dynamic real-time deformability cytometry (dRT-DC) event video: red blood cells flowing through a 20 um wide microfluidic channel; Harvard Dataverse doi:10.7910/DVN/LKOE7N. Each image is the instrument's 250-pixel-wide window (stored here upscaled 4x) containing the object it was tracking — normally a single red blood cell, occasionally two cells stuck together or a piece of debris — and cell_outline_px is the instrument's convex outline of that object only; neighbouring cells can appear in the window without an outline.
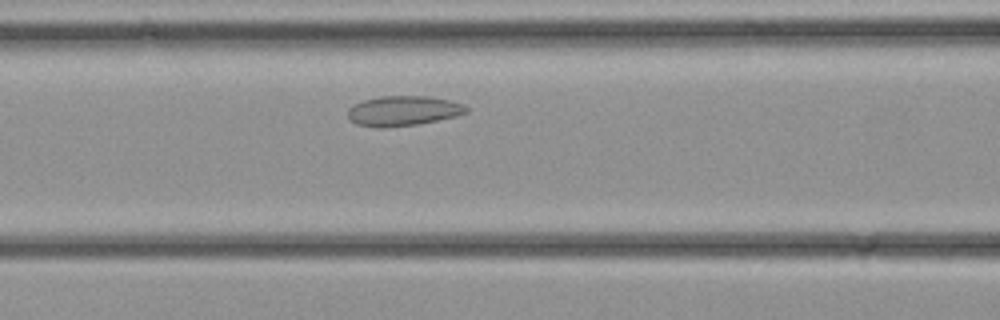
{"species": "common noctule bat (a hibernating species)", "species_latin": "Nyctalus noctula", "temperature_condition": "cold", "stored_images_in_passage": 27, "camera_frame_rate_fps": 3000, "um_per_image_px": 0.085, "animal": {"sex": "female", "body_mass_g": 21.9}, "frame": {"image": 1, "passage_image": 10, "time_ms": 3.0, "image_size_px": [1000, 320], "cell_outline_px": [[468, 112], [456, 116], [416, 124], [388, 128], [376, 128], [356, 124], [348, 116], [348, 108], [352, 104], [364, 100], [380, 96], [432, 96], [452, 100], [464, 104], [468, 108]], "centroid_in_image_um": [34.27, 9.41], "position_along_channel_um": 132.3, "area_um2": 20.92}}
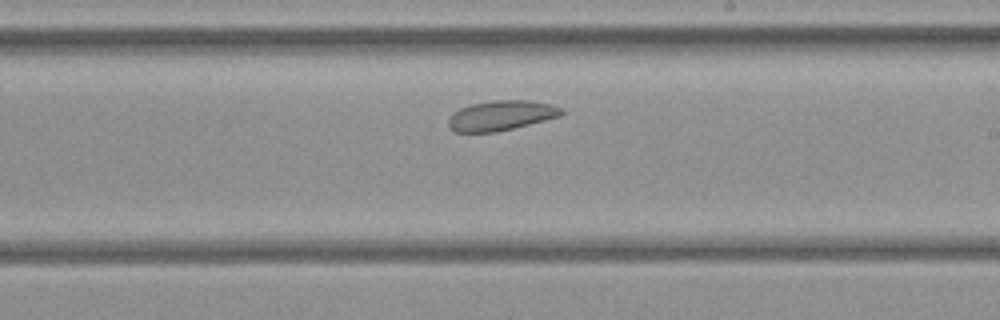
{"frame": {"image": 2, "passage_image": 16, "time_ms": 5.0, "image_size_px": [1000, 320], "cell_outline_px": [[564, 112], [560, 116], [496, 132], [456, 132], [448, 128], [448, 120], [452, 112], [460, 108], [472, 104], [496, 100], [528, 100], [548, 104], [560, 108]], "centroid_in_image_um": [42.53, 9.82], "position_along_channel_um": 246.5, "area_um2": 19.48}}
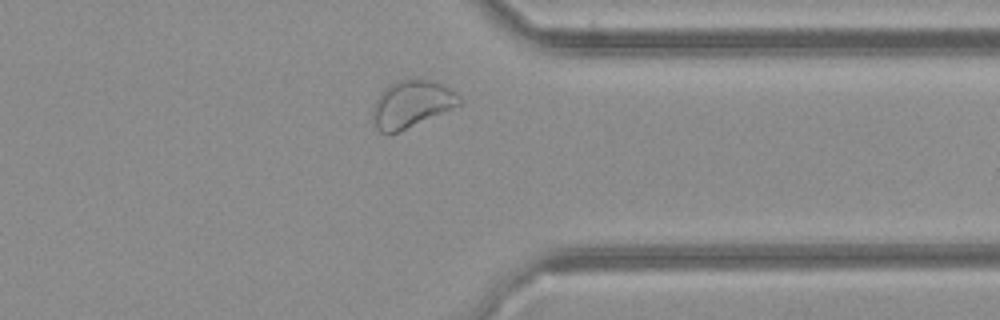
{"frame": {"image": 3, "passage_image": 23, "time_ms": 7.333, "image_size_px": [1000, 320], "cell_outline_px": [[464, 100], [460, 104], [452, 108], [400, 132], [388, 136], [380, 132], [376, 128], [372, 120], [372, 108], [380, 92], [384, 88], [396, 80], [432, 80], [444, 84], [456, 92]], "centroid_in_image_um": [34.96, 8.87], "position_along_channel_um": 376.4, "area_um2": 24.1}}